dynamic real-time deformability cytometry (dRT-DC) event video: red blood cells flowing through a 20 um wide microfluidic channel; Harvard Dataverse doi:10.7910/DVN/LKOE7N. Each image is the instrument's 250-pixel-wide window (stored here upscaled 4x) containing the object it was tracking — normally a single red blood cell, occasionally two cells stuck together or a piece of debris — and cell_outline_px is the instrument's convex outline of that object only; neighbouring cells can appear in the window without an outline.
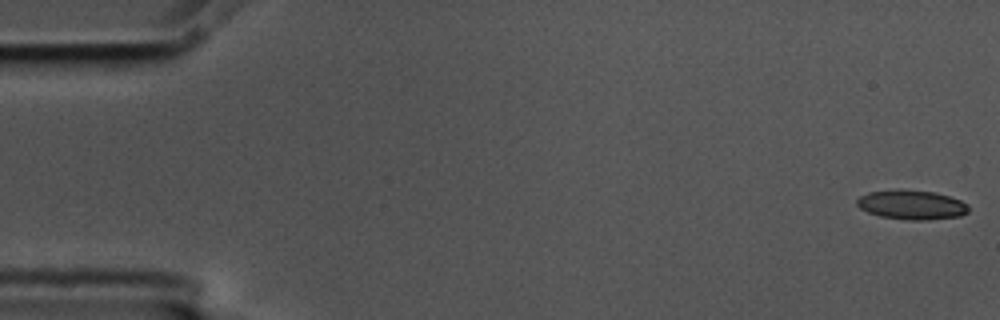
{"species": "common noctule bat (a hibernating species)", "species_latin": "Nyctalus noctula", "temperature_condition": "cold", "stored_images_in_passage": 57, "camera_frame_rate_fps": 3000, "um_per_image_px": 0.085, "animal": {"sex": "male", "body_mass_g": 17.5, "forearm_length_mm": 52.3}, "frame": {"image": 1, "passage_image": 1, "time_ms": 0.0, "image_size_px": [1000, 320], "cell_outline_px": [[968, 212], [960, 216], [928, 220], [908, 220], [880, 216], [868, 212], [860, 208], [856, 204], [856, 200], [860, 196], [868, 192], [936, 192], [960, 200], [968, 204]], "centroid_in_image_um": [77.52, 17.45], "position_along_channel_um": 7.5, "area_um2": 18.38}}
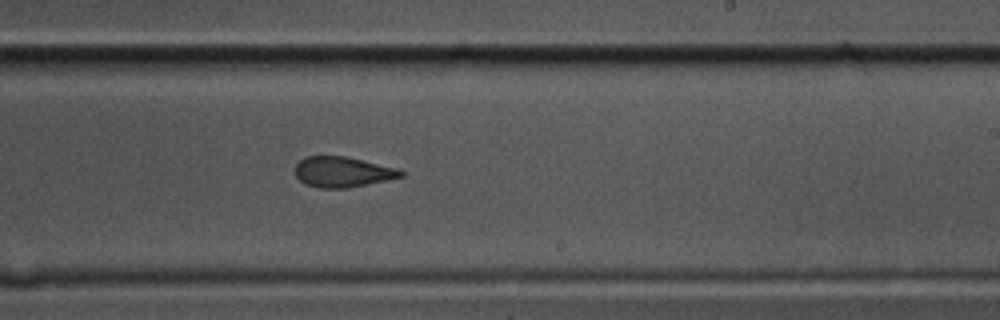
{"frame": {"image": 2, "passage_image": 34, "time_ms": 11.0, "image_size_px": [1000, 320], "cell_outline_px": [[404, 176], [344, 188], [320, 188], [304, 184], [296, 176], [296, 164], [304, 156], [344, 156], [400, 168], [404, 172]], "centroid_in_image_um": [29.11, 14.6], "position_along_channel_um": 259.9, "area_um2": 18.61}}
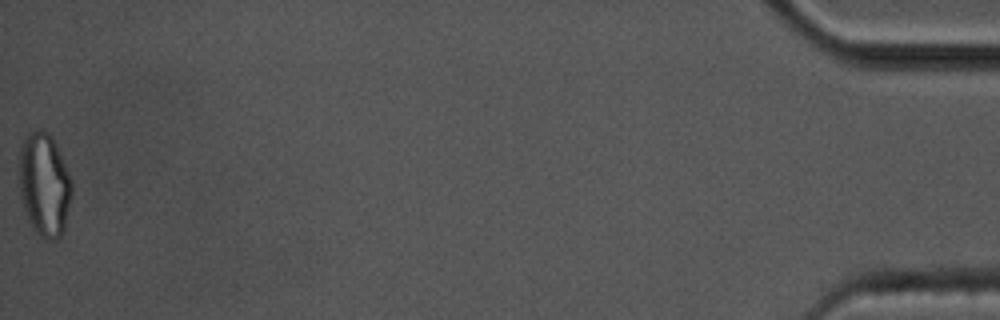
{"frame": {"image": 3, "passage_image": 57, "time_ms": 18.667, "image_size_px": [1000, 320], "cell_outline_px": [[72, 196], [64, 228], [60, 236], [56, 240], [52, 240], [44, 236], [32, 224], [28, 216], [20, 192], [20, 148], [28, 132], [40, 128], [48, 132], [52, 136], [56, 144], [72, 180]], "centroid_in_image_um": [3.8, 15.61], "position_along_channel_um": 431.4, "area_um2": 31.1}, "authors_computed_cell_mechanics": {"area_um2": 19.8254, "velocity_mm_per_s": 3.5415, "shape_relaxation_time_tau1_ms": 6.9535, "shape_relaxation_time_tau2_ms": 2.3268, "deformation_change_tau1": 0.1776, "deformation_change_tau2": 0.1046}}